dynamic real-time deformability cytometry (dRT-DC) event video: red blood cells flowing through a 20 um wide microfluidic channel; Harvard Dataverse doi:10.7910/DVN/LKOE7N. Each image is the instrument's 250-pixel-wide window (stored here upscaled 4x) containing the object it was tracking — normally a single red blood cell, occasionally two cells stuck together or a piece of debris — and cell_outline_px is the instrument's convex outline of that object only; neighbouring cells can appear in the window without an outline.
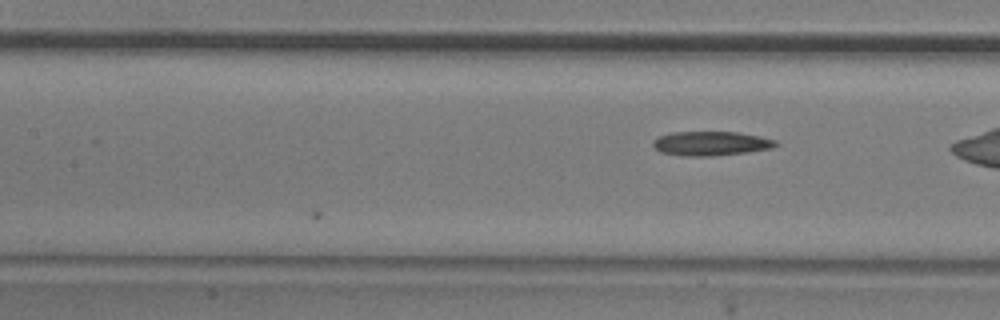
{"species": "common noctule bat (a hibernating species)", "species_latin": "Nyctalus noctula", "temperature_condition": "room temperature", "stored_images_in_passage": 10, "camera_frame_rate_fps": 3000, "um_per_image_px": 0.085, "animal": {"sex": "male", "body_mass_g": 20.5, "forearm_length_mm": 52.5}, "frame": {"image": 1, "passage_image": 10, "time_ms": 3.0, "image_size_px": [1000, 320], "cell_outline_px": [[780, 144], [772, 148], [748, 152], [712, 156], [680, 156], [660, 152], [652, 144], [652, 140], [660, 136], [672, 132], [736, 132], [760, 136], [776, 140]], "centroid_in_image_um": [60.44, 12.2], "position_along_channel_um": 147.0, "area_um2": 17.46}}